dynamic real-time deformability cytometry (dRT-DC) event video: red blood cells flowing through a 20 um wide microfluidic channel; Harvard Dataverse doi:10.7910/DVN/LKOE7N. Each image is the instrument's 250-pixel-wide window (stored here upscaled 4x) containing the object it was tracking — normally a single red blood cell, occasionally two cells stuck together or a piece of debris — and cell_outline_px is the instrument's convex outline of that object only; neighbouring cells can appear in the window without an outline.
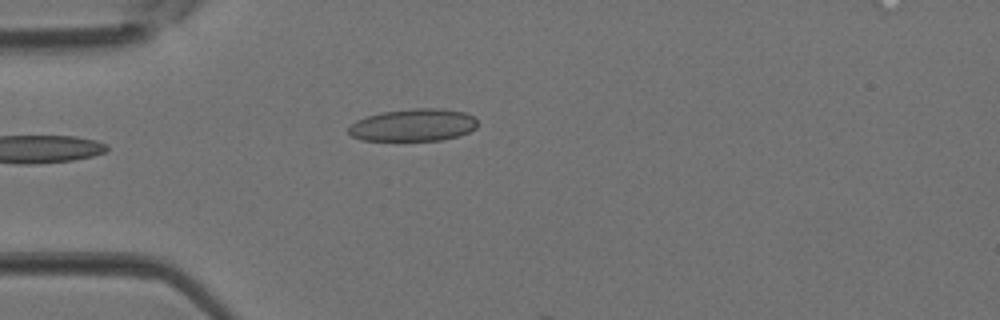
{"species": "Egyptian fruit bat (a non-hibernating species)", "species_latin": "Rousettus aegyptiacus", "temperature_condition": "room temperature", "stored_images_in_passage": 1, "camera_frame_rate_fps": 3000, "um_per_image_px": 0.085, "animal": {"sex": "female"}, "frame": {"image": 1, "passage_image": 1, "time_ms": 0.0, "image_size_px": [1000, 320], "cell_outline_px": [[476, 128], [460, 136], [440, 140], [360, 140], [352, 136], [348, 132], [348, 128], [356, 120], [368, 116], [384, 112], [412, 108], [440, 108], [464, 112], [472, 116], [476, 120]], "centroid_in_image_um": [35.13, 10.63], "position_along_channel_um": 49.9, "area_um2": 24.22}}